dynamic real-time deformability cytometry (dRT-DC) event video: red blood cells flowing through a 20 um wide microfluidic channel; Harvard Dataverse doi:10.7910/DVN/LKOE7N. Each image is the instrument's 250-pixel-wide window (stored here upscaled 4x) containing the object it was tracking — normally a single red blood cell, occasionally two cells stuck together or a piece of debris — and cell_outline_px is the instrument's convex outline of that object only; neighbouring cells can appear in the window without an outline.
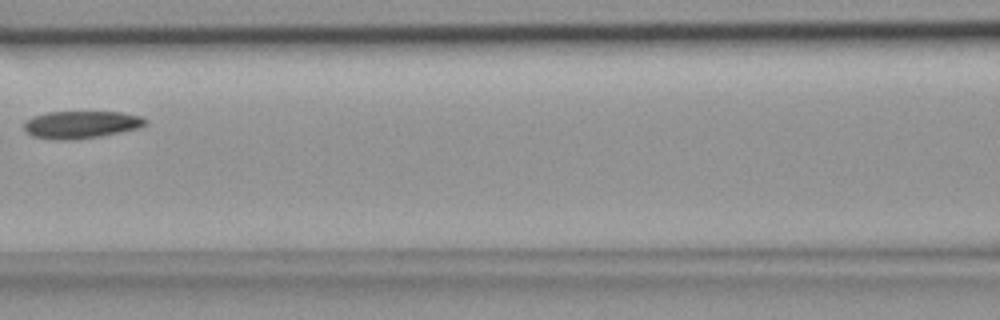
{"species": "common noctule bat (a hibernating species)", "species_latin": "Nyctalus noctula", "temperature_condition": "room temperature", "stored_images_in_passage": 4, "camera_frame_rate_fps": 3000, "um_per_image_px": 0.085, "animal": {"sex": "female", "body_mass_g": 18.4}, "frame": {"image": 1, "passage_image": 4, "time_ms": 1.0, "image_size_px": [1000, 320], "cell_outline_px": [[148, 124], [140, 128], [100, 136], [72, 140], [56, 140], [32, 136], [24, 128], [24, 120], [32, 116], [48, 112], [120, 112], [140, 116], [148, 120]], "centroid_in_image_um": [6.9, 10.59], "position_along_channel_um": 159.7, "area_um2": 19.54}}